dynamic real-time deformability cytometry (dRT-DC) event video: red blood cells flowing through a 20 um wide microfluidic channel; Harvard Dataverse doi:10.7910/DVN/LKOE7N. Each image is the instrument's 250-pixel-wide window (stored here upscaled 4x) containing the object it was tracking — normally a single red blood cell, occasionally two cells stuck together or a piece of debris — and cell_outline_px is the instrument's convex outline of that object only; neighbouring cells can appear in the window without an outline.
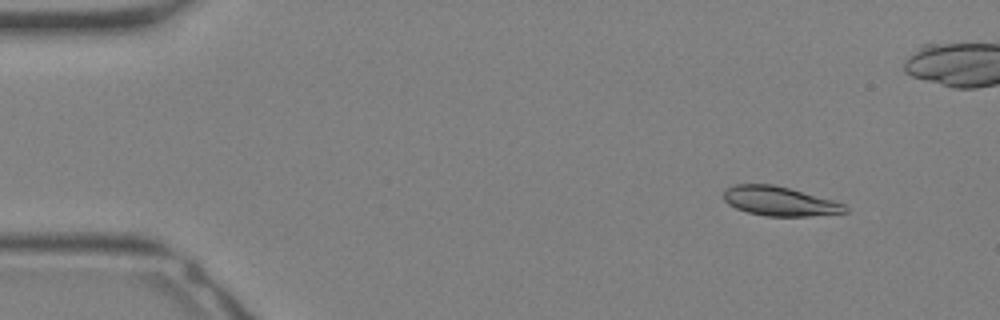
{"species": "Egyptian fruit bat (a non-hibernating species)", "species_latin": "Rousettus aegyptiacus", "temperature_condition": "warm", "stored_images_in_passage": 33, "camera_frame_rate_fps": 3000, "um_per_image_px": 0.085, "animal": {"sex": "female"}, "frame": {"image": 1, "passage_image": 3, "time_ms": 0.667, "image_size_px": [1000, 320], "cell_outline_px": [[848, 212], [808, 216], [764, 216], [748, 212], [736, 208], [728, 204], [724, 200], [724, 188], [736, 184], [772, 184], [788, 188], [832, 200], [844, 204], [848, 208]], "centroid_in_image_um": [66.23, 17.1], "position_along_channel_um": 18.8, "area_um2": 20.58}}
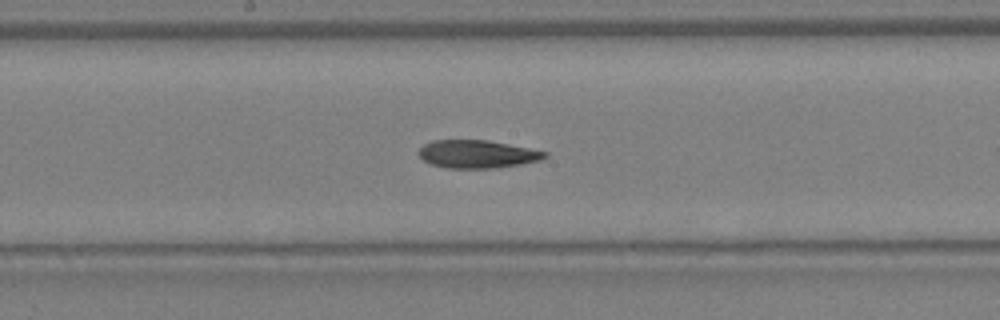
{"frame": {"image": 2, "passage_image": 17, "time_ms": 5.333, "image_size_px": [1000, 320], "cell_outline_px": [[548, 156], [540, 160], [520, 164], [492, 168], [444, 168], [432, 164], [424, 160], [416, 152], [424, 144], [432, 140], [488, 140], [548, 152]], "centroid_in_image_um": [40.54, 13.09], "position_along_channel_um": 207.7, "area_um2": 20.46}}
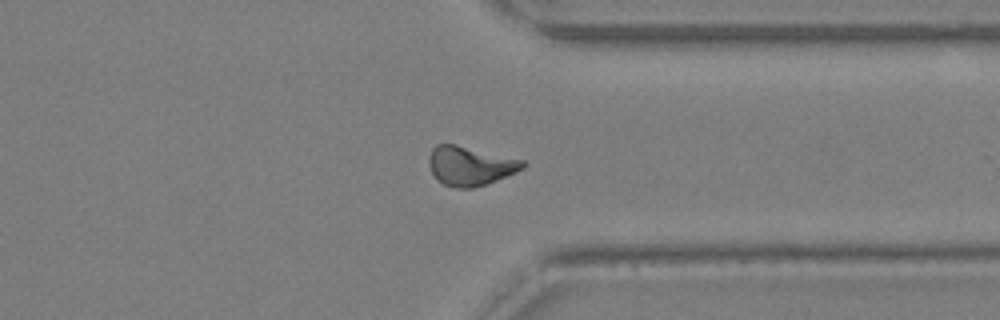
{"frame": {"image": 3, "passage_image": 25, "time_ms": 8.0, "image_size_px": [1000, 320], "cell_outline_px": [[524, 168], [496, 180], [472, 188], [456, 188], [444, 184], [432, 172], [428, 164], [428, 160], [432, 148], [436, 144], [456, 144], [524, 160]], "centroid_in_image_um": [39.94, 14.08], "position_along_channel_um": 371.5, "area_um2": 21.1}}